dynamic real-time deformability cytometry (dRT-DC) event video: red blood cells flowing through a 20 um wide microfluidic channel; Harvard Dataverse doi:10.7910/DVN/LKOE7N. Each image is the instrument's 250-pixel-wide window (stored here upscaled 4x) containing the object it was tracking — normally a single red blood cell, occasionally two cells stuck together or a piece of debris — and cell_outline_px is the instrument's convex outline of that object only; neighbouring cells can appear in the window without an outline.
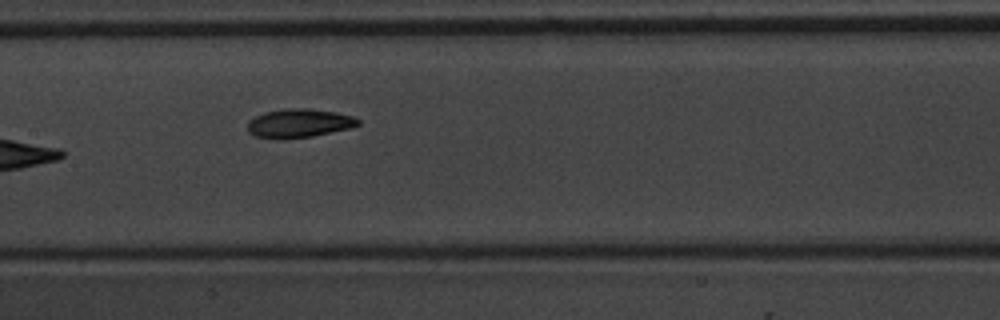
{"species": "common noctule bat (a hibernating species)", "species_latin": "Nyctalus noctula", "temperature_condition": "warm", "stored_images_in_passage": 9, "camera_frame_rate_fps": 3000, "um_per_image_px": 0.085, "animal": {"sex": "male", "body_mass_g": 20.1, "forearm_length_mm": 53.5}, "frame": {"image": 1, "passage_image": 9, "time_ms": 9.333, "image_size_px": [1000, 320], "cell_outline_px": [[360, 124], [352, 128], [312, 136], [284, 140], [276, 140], [256, 136], [248, 132], [248, 120], [264, 112], [284, 108], [308, 108], [336, 112], [352, 116], [360, 120]], "centroid_in_image_um": [25.4, 10.48], "position_along_channel_um": 182.0, "area_um2": 18.84}}